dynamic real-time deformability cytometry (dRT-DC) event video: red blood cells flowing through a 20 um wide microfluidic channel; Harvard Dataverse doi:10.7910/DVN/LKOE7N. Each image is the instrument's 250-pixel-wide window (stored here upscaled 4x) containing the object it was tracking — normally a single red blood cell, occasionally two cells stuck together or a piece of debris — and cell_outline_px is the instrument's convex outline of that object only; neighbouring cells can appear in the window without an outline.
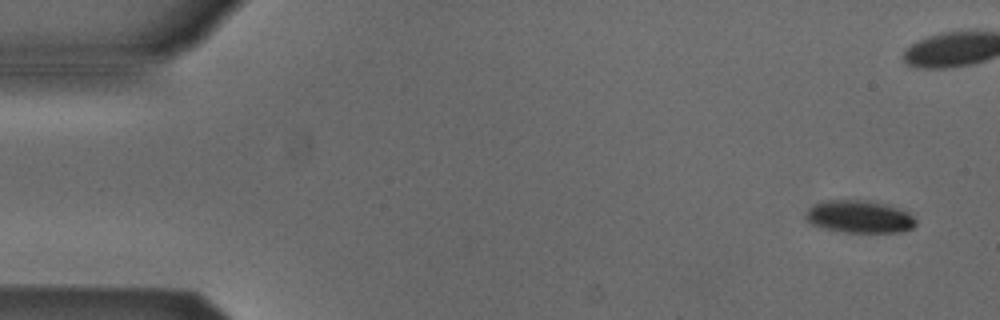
{"species": "Egyptian fruit bat (a non-hibernating species)", "species_latin": "Rousettus aegyptiacus", "temperature_condition": "cold", "stored_images_in_passage": 54, "camera_frame_rate_fps": 3000, "um_per_image_px": 0.085, "animal": {"sex": "male"}, "frame": {"image": 1, "passage_image": 3, "time_ms": 0.667, "image_size_px": [1000, 320], "cell_outline_px": [[916, 224], [912, 228], [900, 232], [844, 232], [820, 228], [812, 224], [804, 216], [808, 208], [812, 204], [824, 200], [868, 200], [888, 204], [908, 212], [916, 220]], "centroid_in_image_um": [73.02, 18.41], "position_along_channel_um": 12.0, "area_um2": 21.1}}
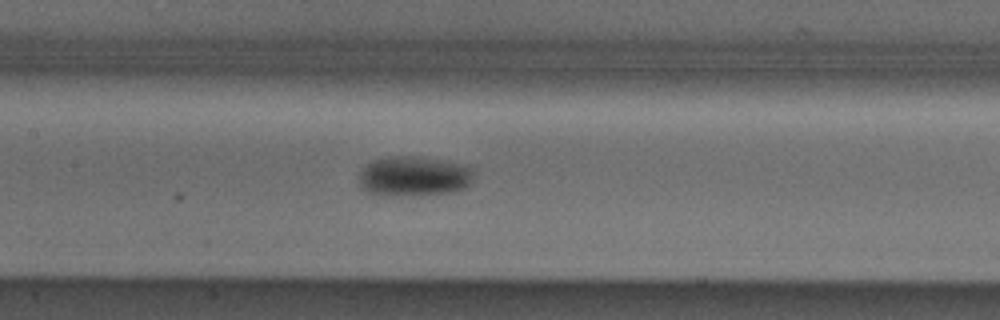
{"frame": {"image": 2, "passage_image": 25, "time_ms": 8.0, "image_size_px": [1000, 320], "cell_outline_px": [[472, 180], [464, 188], [456, 192], [392, 196], [368, 192], [360, 184], [360, 172], [372, 160], [388, 156], [420, 156], [468, 164], [472, 168]], "centroid_in_image_um": [35.22, 14.96], "position_along_channel_um": 172.2, "area_um2": 26.82}}
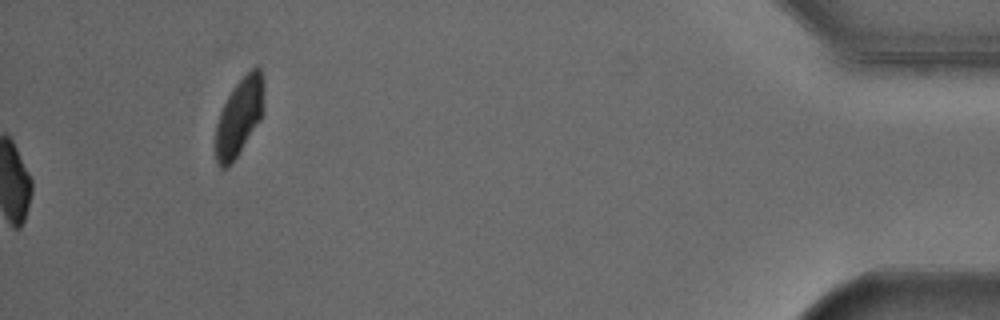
{"frame": {"image": 3, "passage_image": 54, "time_ms": 17.667, "image_size_px": [1000, 320], "cell_outline_px": [[264, 112], [260, 120], [228, 168], [220, 168], [216, 164], [212, 148], [216, 124], [220, 112], [232, 88], [256, 64], [260, 68], [264, 80]], "centroid_in_image_um": [20.3, 9.96], "position_along_channel_um": 414.9, "area_um2": 22.43}, "authors_computed_cell_mechanics": {"area_um2": 23.2067, "velocity_mm_per_s": 3.8532, "shape_relaxation_time_tau1_ms": 6.0155, "shape_relaxation_time_tau2_ms": null, "deformation_change_tau1": 0.1353, "deformation_change_tau2": null}}